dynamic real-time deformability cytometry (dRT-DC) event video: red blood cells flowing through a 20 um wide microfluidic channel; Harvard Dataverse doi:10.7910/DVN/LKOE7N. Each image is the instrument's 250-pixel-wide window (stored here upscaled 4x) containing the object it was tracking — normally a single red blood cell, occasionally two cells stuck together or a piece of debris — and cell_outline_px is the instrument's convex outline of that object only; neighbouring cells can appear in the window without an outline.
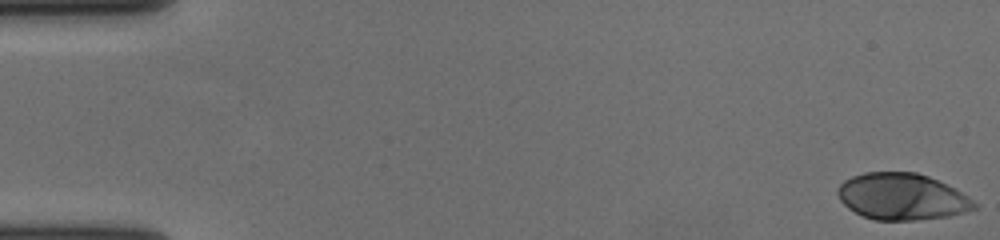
{"species": "human", "species_latin": "Homo sapiens", "temperature_condition": "cold", "stored_images_in_passage": 57, "camera_frame_rate_fps": 3000, "um_per_image_px": 0.085, "donor": {"sex": "female"}, "frame": {"image": 1, "passage_image": 1, "time_ms": 0.0, "image_size_px": [1000, 240], "cell_outline_px": [[980, 204], [976, 208], [948, 216], [916, 220], [876, 220], [864, 216], [848, 208], [840, 200], [836, 192], [836, 188], [844, 180], [852, 176], [864, 172], [916, 172], [928, 176], [968, 196]], "centroid_in_image_um": [76.64, 16.71], "position_along_channel_um": 8.4, "area_um2": 36.88}}
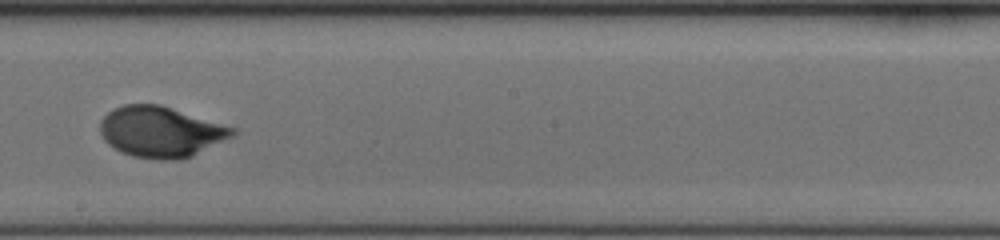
{"frame": {"image": 2, "passage_image": 33, "time_ms": 10.667, "image_size_px": [1000, 240], "cell_outline_px": [[240, 132], [192, 156], [180, 160], [156, 160], [132, 156], [120, 152], [108, 144], [104, 140], [100, 132], [100, 120], [112, 108], [124, 104], [160, 104], [236, 128]], "centroid_in_image_um": [13.65, 11.21], "position_along_channel_um": 234.6, "area_um2": 39.42}}
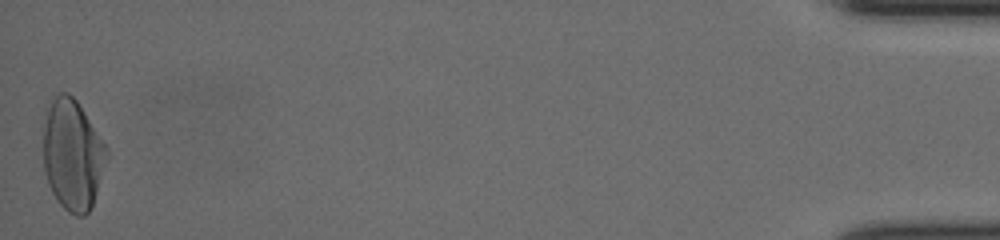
{"frame": {"image": 3, "passage_image": 57, "time_ms": 18.667, "image_size_px": [1000, 240], "cell_outline_px": [[108, 160], [92, 204], [88, 212], [84, 216], [76, 216], [68, 212], [56, 200], [48, 184], [44, 172], [44, 124], [48, 108], [56, 92], [68, 92], [76, 100], [108, 148]], "centroid_in_image_um": [6.17, 13.17], "position_along_channel_um": 429.0, "area_um2": 40.86}, "authors_computed_cell_mechanics": {"area_um2": 38.148, "velocity_mm_per_s": 3.6263, "shape_relaxation_time_tau1_ms": 3.6453, "shape_relaxation_time_tau2_ms": null, "deformation_change_tau1": 0.1886, "deformation_change_tau2": null}}